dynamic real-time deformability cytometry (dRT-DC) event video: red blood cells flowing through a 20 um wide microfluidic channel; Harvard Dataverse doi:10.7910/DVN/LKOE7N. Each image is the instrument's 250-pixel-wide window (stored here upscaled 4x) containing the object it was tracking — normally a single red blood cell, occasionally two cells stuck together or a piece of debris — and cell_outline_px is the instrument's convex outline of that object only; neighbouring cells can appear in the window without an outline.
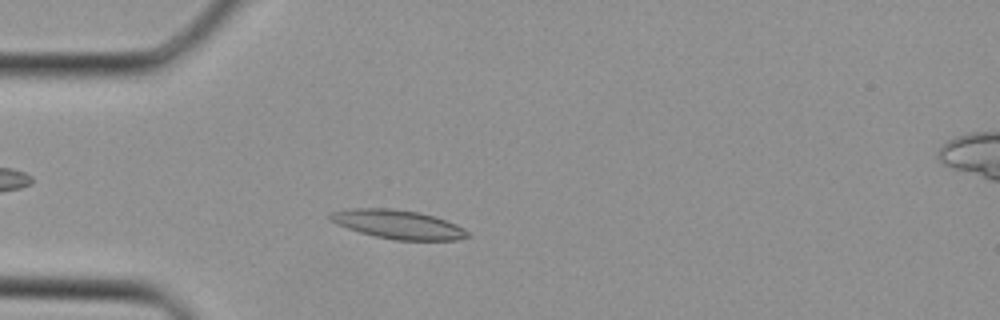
{"species": "Egyptian fruit bat (a non-hibernating species)", "species_latin": "Rousettus aegyptiacus", "temperature_condition": "cold", "stored_images_in_passage": 35, "camera_frame_rate_fps": 3000, "um_per_image_px": 0.085, "animal": {"sex": "female"}, "frame": {"image": 1, "passage_image": 8, "time_ms": 2.333, "image_size_px": [1000, 320], "cell_outline_px": [[472, 236], [460, 240], [396, 240], [376, 236], [360, 232], [336, 224], [328, 220], [328, 216], [332, 212], [352, 208], [388, 208], [420, 212], [456, 224], [464, 228]], "centroid_in_image_um": [33.85, 19.08], "position_along_channel_um": 51.2, "area_um2": 23.06}}
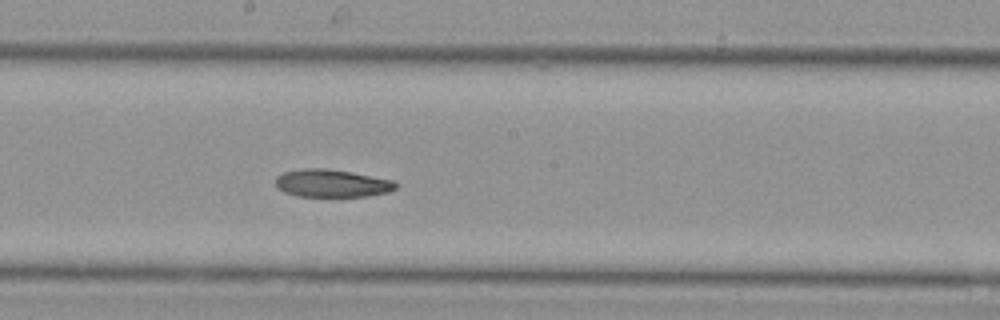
{"frame": {"image": 2, "passage_image": 18, "time_ms": 5.667, "image_size_px": [1000, 320], "cell_outline_px": [[400, 184], [396, 188], [388, 192], [368, 196], [296, 196], [284, 192], [276, 184], [276, 176], [284, 172], [304, 168], [324, 168], [352, 172], [392, 180]], "centroid_in_image_um": [28.23, 15.57], "position_along_channel_um": 220.0, "area_um2": 19.36}}
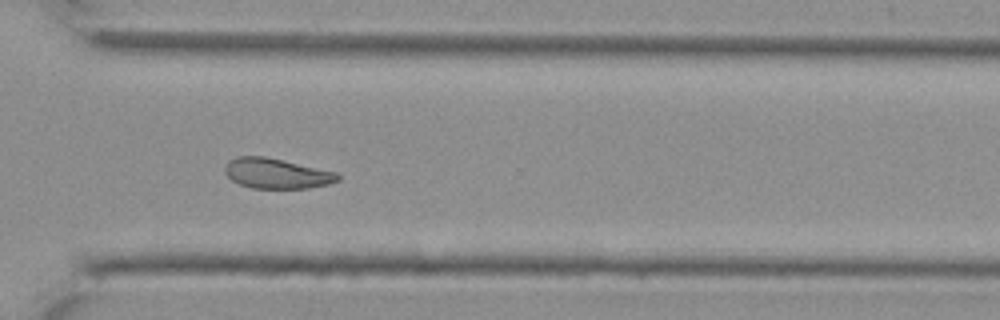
{"frame": {"image": 3, "passage_image": 25, "time_ms": 8.0, "image_size_px": [1000, 320], "cell_outline_px": [[340, 180], [328, 184], [308, 188], [252, 188], [240, 184], [232, 180], [224, 172], [224, 168], [228, 160], [236, 156], [264, 156], [336, 172], [340, 176]], "centroid_in_image_um": [23.48, 14.74], "position_along_channel_um": 347.1, "area_um2": 19.77}}